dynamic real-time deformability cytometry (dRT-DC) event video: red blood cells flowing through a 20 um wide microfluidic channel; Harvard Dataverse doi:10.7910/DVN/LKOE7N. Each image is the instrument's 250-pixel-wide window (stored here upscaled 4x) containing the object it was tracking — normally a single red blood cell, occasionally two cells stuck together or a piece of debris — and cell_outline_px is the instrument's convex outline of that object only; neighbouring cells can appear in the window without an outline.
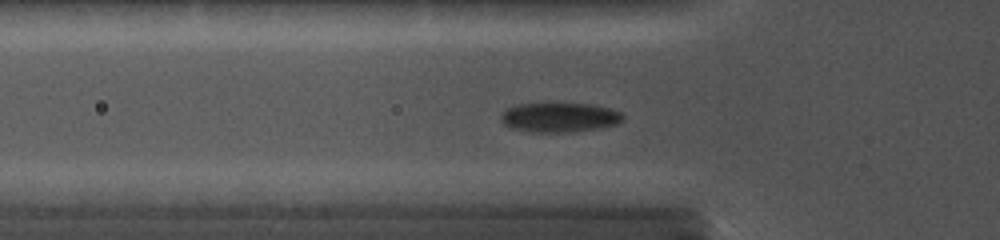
{"species": "common noctule bat (a hibernating species)", "species_latin": "Nyctalus noctula", "temperature_condition": "cold", "stored_images_in_passage": 44, "camera_frame_rate_fps": 5000, "um_per_image_px": 0.085, "animal": {"sex": "female", "body_mass_g": 19.0, "forearm_length_mm": 56.7}, "frame": {"image": 1, "passage_image": 15, "time_ms": 5.0, "image_size_px": [1000, 240], "cell_outline_px": [[624, 120], [616, 124], [596, 128], [572, 132], [532, 132], [512, 128], [504, 124], [500, 120], [500, 116], [508, 108], [516, 104], [552, 100], [592, 104], [608, 108], [620, 112], [624, 116]], "centroid_in_image_um": [47.52, 9.92], "position_along_channel_um": 78.3, "area_um2": 21.85}}
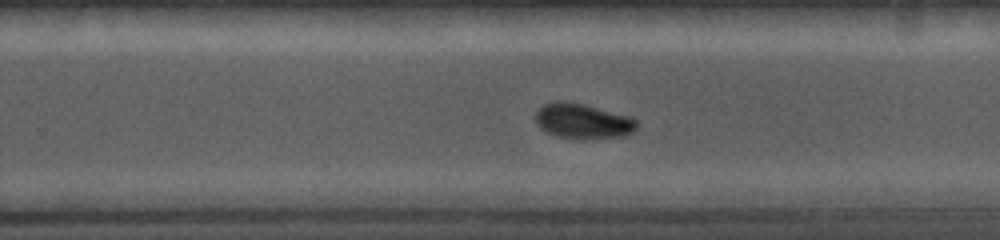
{"frame": {"image": 2, "passage_image": 29, "time_ms": 10.0, "image_size_px": [1000, 240], "cell_outline_px": [[636, 128], [632, 132], [624, 136], [592, 140], [572, 140], [556, 136], [540, 128], [536, 124], [536, 112], [544, 104], [556, 100], [564, 100], [584, 104], [632, 116], [636, 120]], "centroid_in_image_um": [49.54, 10.31], "position_along_channel_um": 280.3, "area_um2": 21.33}}
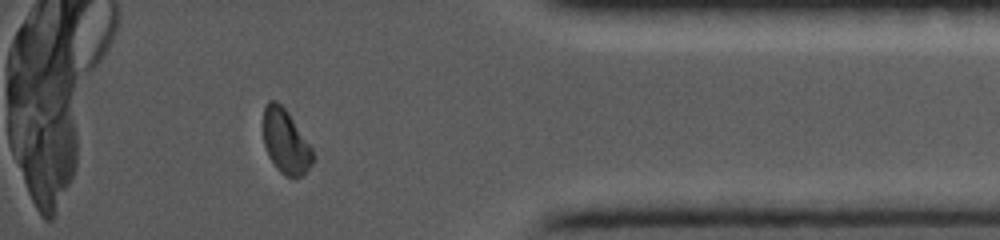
{"frame": {"image": 3, "passage_image": 39, "time_ms": 13.6, "image_size_px": [1000, 240], "cell_outline_px": [[312, 164], [300, 176], [284, 176], [276, 168], [268, 156], [264, 144], [264, 108], [268, 100], [276, 100], [288, 112], [312, 148]], "centroid_in_image_um": [24.25, 12.02], "position_along_channel_um": 410.9, "area_um2": 18.21}}